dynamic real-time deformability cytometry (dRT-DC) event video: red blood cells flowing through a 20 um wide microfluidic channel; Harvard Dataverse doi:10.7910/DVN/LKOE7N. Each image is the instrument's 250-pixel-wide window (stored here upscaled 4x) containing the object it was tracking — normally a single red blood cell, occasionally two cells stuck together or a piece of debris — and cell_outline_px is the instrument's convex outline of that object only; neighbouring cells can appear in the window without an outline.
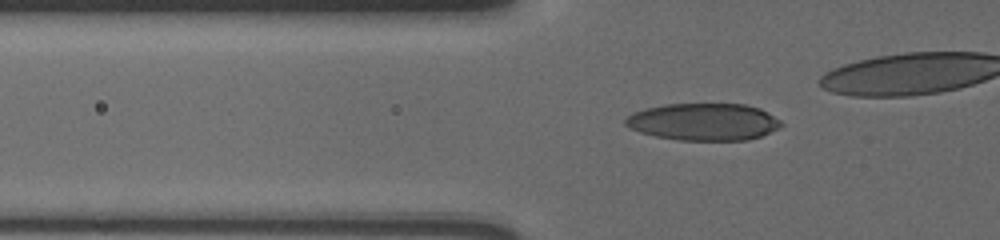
{"species": "human", "species_latin": "Homo sapiens", "temperature_condition": "cold", "stored_images_in_passage": 39, "camera_frame_rate_fps": 3000, "um_per_image_px": 0.085, "donor": {"sex": "male"}, "frame": {"image": 1, "passage_image": 11, "time_ms": 3.333, "image_size_px": [1000, 240], "cell_outline_px": [[784, 124], [780, 128], [760, 136], [744, 140], [680, 140], [656, 136], [640, 132], [624, 124], [624, 120], [632, 112], [644, 108], [664, 104], [744, 104], [760, 108], [780, 120]], "centroid_in_image_um": [59.8, 10.35], "position_along_channel_um": 66.0, "area_um2": 33.7}}
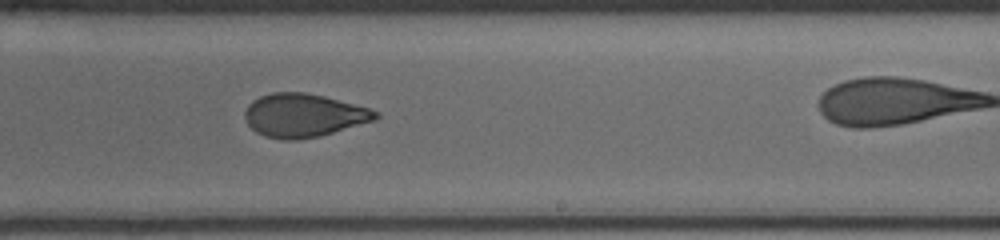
{"frame": {"image": 2, "passage_image": 28, "time_ms": 9.0, "image_size_px": [1000, 240], "cell_outline_px": [[380, 116], [376, 120], [320, 136], [296, 140], [284, 140], [264, 136], [256, 132], [248, 124], [244, 116], [244, 112], [248, 104], [252, 100], [260, 96], [272, 92], [304, 92], [324, 96], [368, 108], [380, 112]], "centroid_in_image_um": [25.8, 9.81], "position_along_channel_um": 263.2, "area_um2": 33.12}}
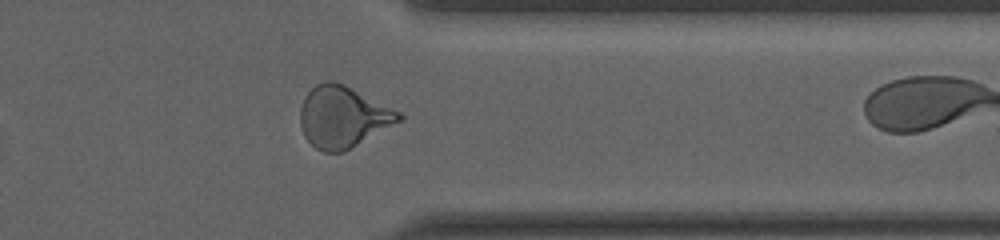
{"frame": {"image": 3, "passage_image": 38, "time_ms": 12.333, "image_size_px": [1000, 240], "cell_outline_px": [[404, 120], [344, 152], [324, 152], [316, 148], [304, 136], [300, 124], [300, 108], [304, 96], [316, 84], [324, 80], [332, 80], [344, 84], [400, 112], [404, 116]], "centroid_in_image_um": [29.15, 9.94], "position_along_channel_um": 382.2, "area_um2": 35.49}}